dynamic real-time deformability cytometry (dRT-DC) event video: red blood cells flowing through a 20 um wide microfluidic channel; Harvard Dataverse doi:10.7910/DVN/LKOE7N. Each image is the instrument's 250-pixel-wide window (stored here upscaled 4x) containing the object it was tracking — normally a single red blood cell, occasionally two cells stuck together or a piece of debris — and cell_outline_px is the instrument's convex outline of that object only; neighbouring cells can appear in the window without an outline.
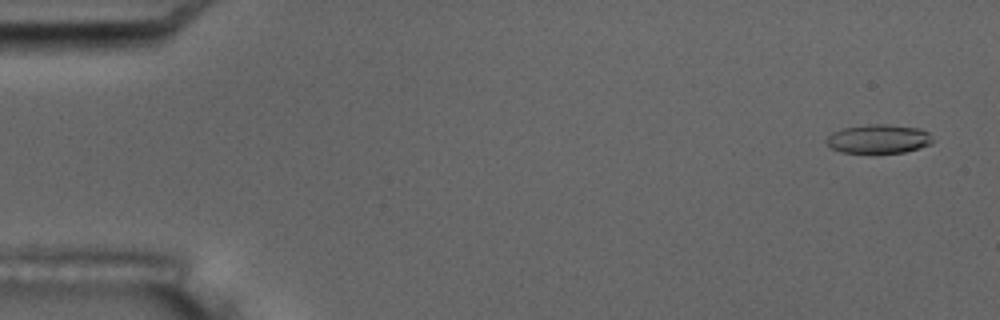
{"species": "common noctule bat (a hibernating species)", "species_latin": "Nyctalus noctula", "temperature_condition": "room temperature", "stored_images_in_passage": 6, "camera_frame_rate_fps": 3000, "um_per_image_px": 0.085, "animal": {"sex": "male", "body_mass_g": 17.5, "forearm_length_mm": 52.3}, "frame": {"image": 1, "passage_image": 1, "time_ms": 0.0, "image_size_px": [1000, 320], "cell_outline_px": [[932, 144], [920, 148], [904, 152], [840, 152], [832, 148], [824, 140], [832, 132], [844, 128], [868, 124], [884, 124], [920, 128], [928, 132], [932, 140]], "centroid_in_image_um": [74.68, 11.8], "position_along_channel_um": 10.3, "area_um2": 17.74}}